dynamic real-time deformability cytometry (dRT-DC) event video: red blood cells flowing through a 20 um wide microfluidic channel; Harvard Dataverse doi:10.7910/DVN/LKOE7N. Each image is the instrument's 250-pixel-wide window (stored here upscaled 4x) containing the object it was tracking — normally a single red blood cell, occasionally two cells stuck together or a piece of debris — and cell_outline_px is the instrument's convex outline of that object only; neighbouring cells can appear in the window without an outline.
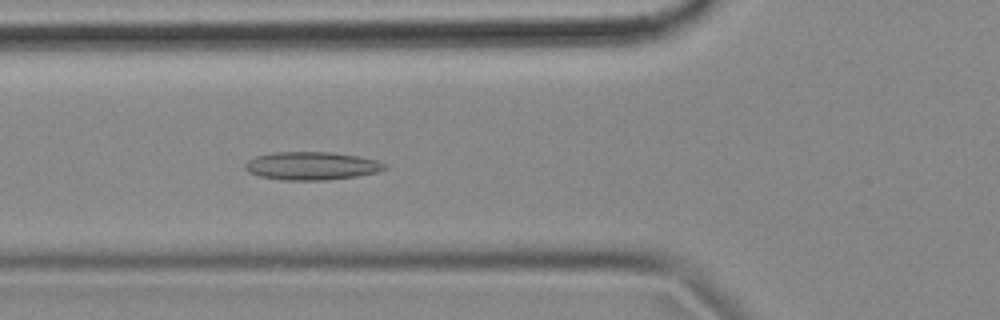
{"species": "common noctule bat (a hibernating species)", "species_latin": "Nyctalus noctula", "temperature_condition": "cold", "stored_images_in_passage": 56, "camera_frame_rate_fps": 3000, "um_per_image_px": 0.085, "animal": {"sex": "female", "body_mass_g": 18.4}, "frame": {"image": 1, "passage_image": 20, "time_ms": 6.333, "image_size_px": [1000, 320], "cell_outline_px": [[388, 168], [376, 172], [356, 176], [328, 180], [280, 180], [260, 176], [248, 172], [244, 168], [244, 164], [248, 160], [256, 156], [272, 152], [332, 152], [356, 156], [376, 160], [388, 164]], "centroid_in_image_um": [26.47, 14.1], "position_along_channel_um": 99.3, "area_um2": 22.95}}
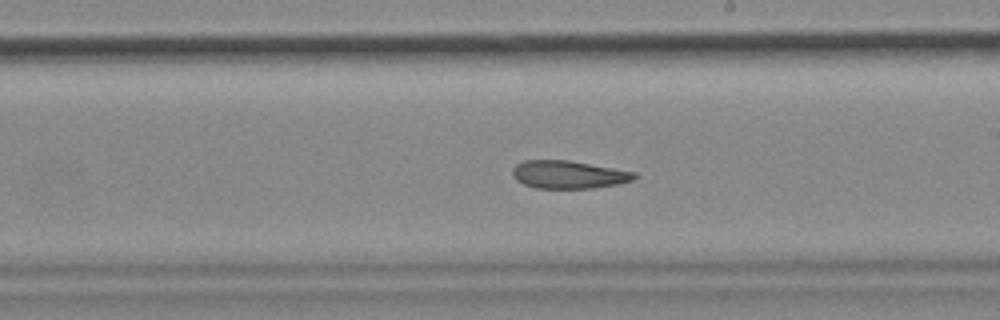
{"frame": {"image": 2, "passage_image": 32, "time_ms": 10.333, "image_size_px": [1000, 320], "cell_outline_px": [[640, 176], [636, 180], [620, 184], [592, 188], [536, 188], [524, 184], [516, 180], [512, 172], [512, 168], [516, 164], [524, 160], [568, 160], [636, 172]], "centroid_in_image_um": [48.38, 14.84], "position_along_channel_um": 240.6, "area_um2": 20.0}}
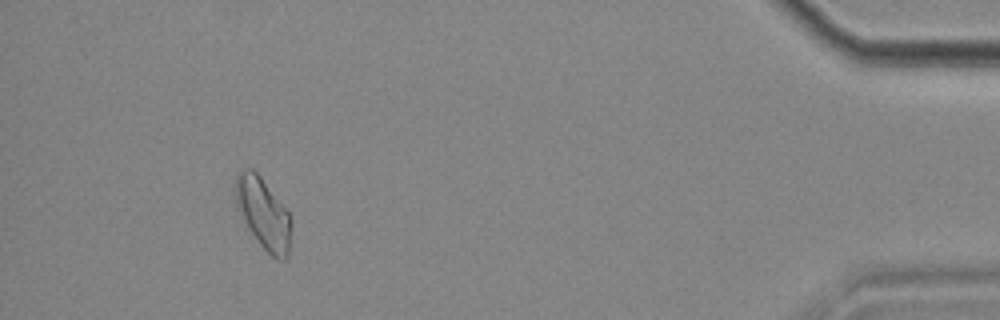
{"frame": {"image": 3, "passage_image": 52, "time_ms": 17.0, "image_size_px": [1000, 320], "cell_outline_px": [[292, 224], [288, 256], [284, 260], [280, 260], [272, 256], [260, 244], [248, 228], [244, 220], [236, 200], [236, 176], [244, 168], [252, 168], [260, 176], [288, 212], [292, 220]], "centroid_in_image_um": [22.42, 18.16], "position_along_channel_um": 412.8, "area_um2": 22.48}, "authors_computed_cell_mechanics": {"area_um2": 21.7039, "velocity_mm_per_s": 3.5426, "shape_relaxation_time_tau1_ms": null, "shape_relaxation_time_tau2_ms": 6.8944, "deformation_change_tau1": null, "deformation_change_tau2": 0.149}}